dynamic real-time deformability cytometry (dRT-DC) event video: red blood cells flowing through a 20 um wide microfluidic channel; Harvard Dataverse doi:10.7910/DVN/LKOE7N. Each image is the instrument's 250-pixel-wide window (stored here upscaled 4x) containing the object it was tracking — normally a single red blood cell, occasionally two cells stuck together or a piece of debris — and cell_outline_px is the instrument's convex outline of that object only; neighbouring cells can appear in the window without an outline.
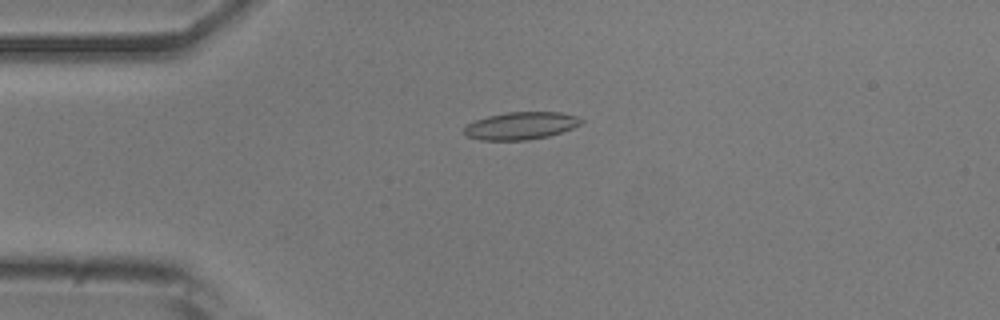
{"species": "common noctule bat (a hibernating species)", "species_latin": "Nyctalus noctula", "temperature_condition": "room temperature", "stored_images_in_passage": 51, "camera_frame_rate_fps": 3000, "um_per_image_px": 0.085, "animal": {"sex": "male", "body_mass_g": 20.5, "forearm_length_mm": 52.5}, "frame": {"image": 1, "passage_image": 12, "time_ms": 3.667, "image_size_px": [1000, 320], "cell_outline_px": [[584, 120], [580, 124], [572, 128], [548, 136], [528, 140], [480, 140], [464, 136], [464, 124], [488, 116], [508, 112], [560, 112], [580, 116]], "centroid_in_image_um": [44.25, 10.68], "position_along_channel_um": 40.7, "area_um2": 18.9}}
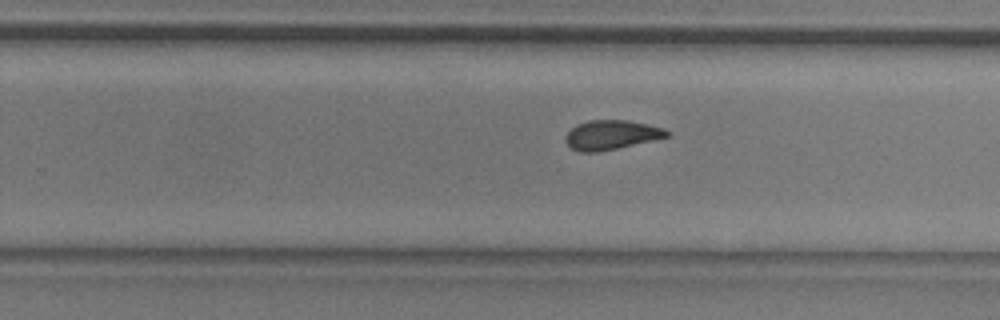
{"frame": {"image": 2, "passage_image": 32, "time_ms": 10.333, "image_size_px": [1000, 320], "cell_outline_px": [[668, 136], [652, 140], [616, 148], [596, 152], [580, 152], [572, 148], [564, 140], [564, 136], [576, 124], [588, 120], [628, 120], [648, 124], [664, 128], [668, 132]], "centroid_in_image_um": [51.92, 11.45], "position_along_channel_um": 277.9, "area_um2": 17.17}}
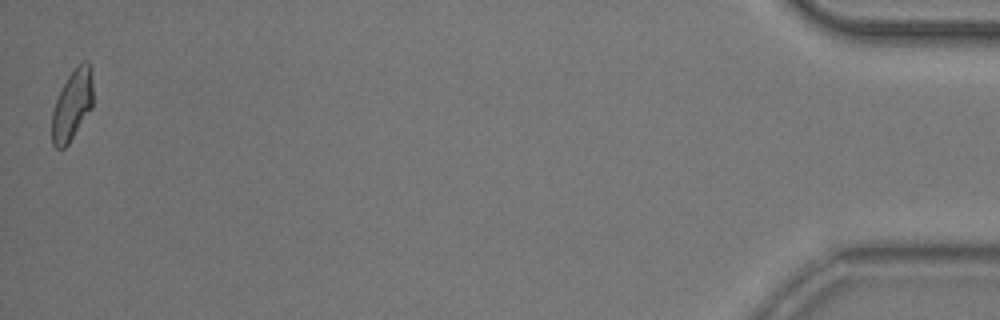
{"frame": {"image": 3, "passage_image": 51, "time_ms": 16.667, "image_size_px": [1000, 320], "cell_outline_px": [[92, 108], [68, 144], [64, 148], [56, 148], [52, 144], [52, 112], [56, 100], [68, 76], [84, 60], [88, 60], [92, 68]], "centroid_in_image_um": [6.15, 8.93], "position_along_channel_um": 429.1, "area_um2": 16.7}, "authors_computed_cell_mechanics": {"area_um2": 17.8602, "velocity_mm_per_s": 3.9019, "shape_relaxation_time_tau1_ms": 5.1209, "shape_relaxation_time_tau2_ms": 2.3841, "deformation_change_tau1": 0.1438, "deformation_change_tau2": 0.0837}}